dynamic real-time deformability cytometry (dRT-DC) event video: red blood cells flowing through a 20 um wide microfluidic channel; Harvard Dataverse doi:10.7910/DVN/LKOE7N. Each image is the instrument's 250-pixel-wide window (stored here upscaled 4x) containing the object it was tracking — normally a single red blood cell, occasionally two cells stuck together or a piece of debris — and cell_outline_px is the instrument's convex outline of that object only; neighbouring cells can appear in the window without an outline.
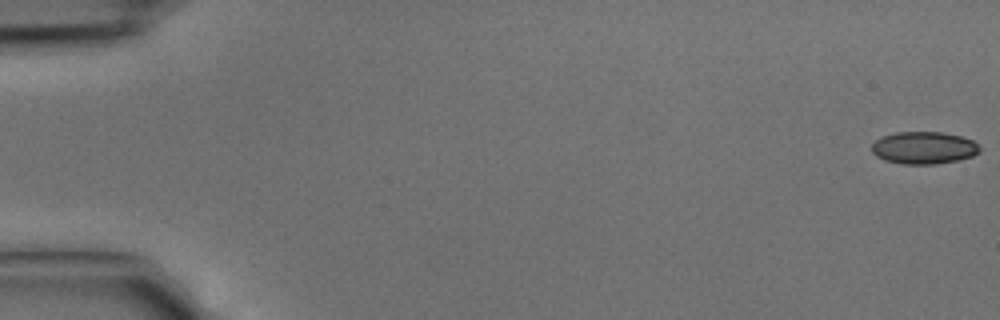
{"species": "common noctule bat (a hibernating species)", "species_latin": "Nyctalus noctula", "temperature_condition": "cold", "stored_images_in_passage": 14, "camera_frame_rate_fps": 3000, "um_per_image_px": 0.085, "animal": {"sex": "male", "body_mass_g": 15.6}, "frame": {"image": 1, "passage_image": 1, "time_ms": 0.0, "image_size_px": [1000, 320], "cell_outline_px": [[980, 152], [972, 156], [956, 160], [936, 164], [904, 164], [884, 160], [876, 156], [872, 152], [872, 144], [876, 140], [884, 136], [896, 132], [944, 132], [960, 136], [972, 140], [980, 144]], "centroid_in_image_um": [78.54, 12.56], "position_along_channel_um": 6.5, "area_um2": 20.35}}
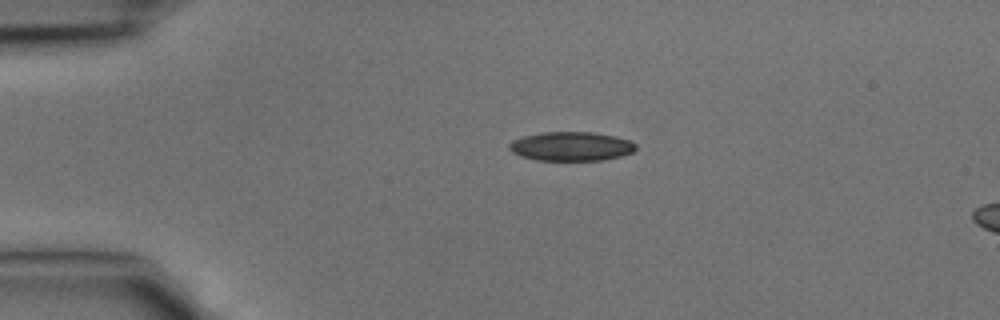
{"frame": {"image": 2, "passage_image": 10, "time_ms": 3.0, "image_size_px": [1000, 320], "cell_outline_px": [[636, 148], [632, 152], [620, 156], [600, 160], [536, 160], [520, 156], [512, 152], [508, 148], [508, 144], [512, 140], [524, 136], [544, 132], [592, 132], [616, 136], [628, 140], [636, 144]], "centroid_in_image_um": [48.52, 12.43], "position_along_channel_um": 36.5, "area_um2": 21.39}}